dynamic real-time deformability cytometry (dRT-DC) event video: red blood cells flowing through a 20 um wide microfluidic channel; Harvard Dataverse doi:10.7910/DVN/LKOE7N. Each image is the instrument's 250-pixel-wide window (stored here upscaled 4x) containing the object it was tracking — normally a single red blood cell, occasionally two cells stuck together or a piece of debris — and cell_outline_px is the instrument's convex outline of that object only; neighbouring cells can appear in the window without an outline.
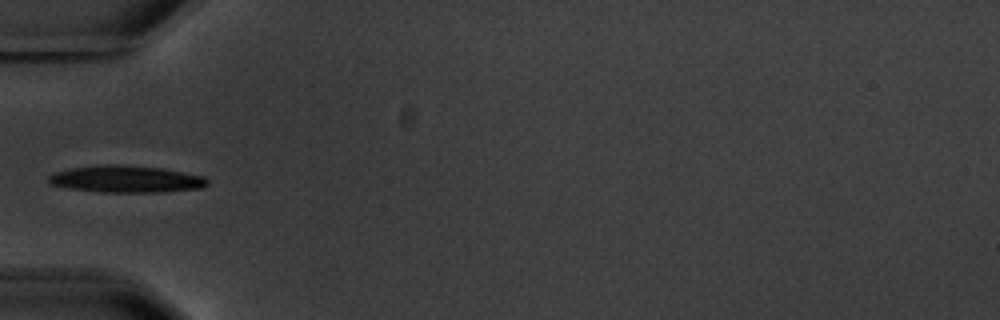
{"species": "common noctule bat (a hibernating species)", "species_latin": "Nyctalus noctula", "temperature_condition": "warm", "stored_images_in_passage": 7, "camera_frame_rate_fps": 3000, "um_per_image_px": 0.085, "animal": {"sex": "male", "body_mass_g": 20.1, "forearm_length_mm": 53.5}, "frame": {"image": 1, "passage_image": 6, "time_ms": 6.0, "image_size_px": [1000, 320], "cell_outline_px": [[208, 184], [204, 188], [164, 192], [100, 192], [72, 188], [48, 184], [48, 176], [56, 172], [72, 168], [100, 164], [112, 164], [160, 168], [204, 176], [208, 180]], "centroid_in_image_um": [10.74, 15.23], "position_along_channel_um": 74.3, "area_um2": 24.85}}
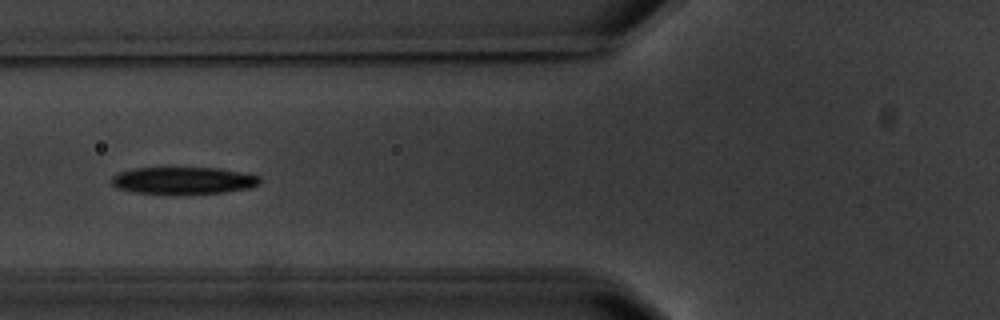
{"frame": {"image": 2, "passage_image": 7, "time_ms": 7.0, "image_size_px": [1000, 320], "cell_outline_px": [[260, 184], [248, 188], [224, 192], [136, 192], [116, 188], [112, 184], [112, 176], [120, 172], [132, 168], [220, 168], [248, 172], [260, 176]], "centroid_in_image_um": [15.64, 15.3], "position_along_channel_um": 110.2, "area_um2": 22.89}}